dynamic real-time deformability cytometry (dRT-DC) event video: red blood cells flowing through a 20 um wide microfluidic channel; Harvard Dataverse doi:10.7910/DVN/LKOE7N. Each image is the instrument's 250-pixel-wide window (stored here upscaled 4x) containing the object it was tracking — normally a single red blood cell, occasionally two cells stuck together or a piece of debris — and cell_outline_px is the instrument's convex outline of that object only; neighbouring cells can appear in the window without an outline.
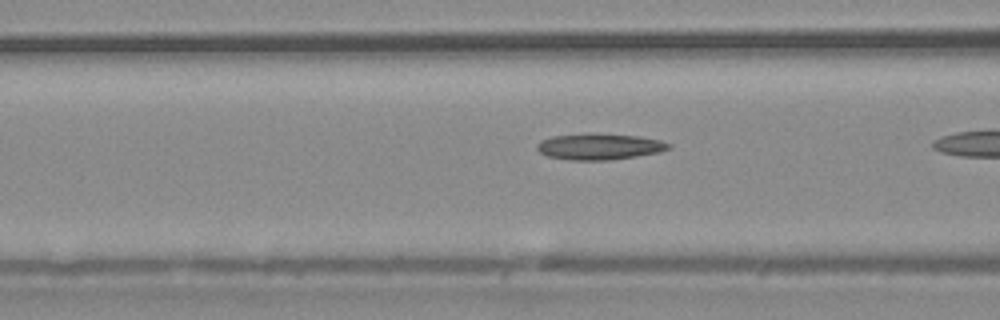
{"species": "common noctule bat (a hibernating species)", "species_latin": "Nyctalus noctula", "temperature_condition": "warm", "stored_images_in_passage": 11, "camera_frame_rate_fps": 3000, "um_per_image_px": 0.085, "animal": {"sex": "male", "body_mass_g": 20.4}, "frame": {"image": 1, "passage_image": 4, "time_ms": 1.0, "image_size_px": [1000, 320], "cell_outline_px": [[672, 148], [660, 152], [612, 160], [568, 160], [548, 156], [540, 152], [536, 148], [536, 144], [540, 140], [552, 136], [640, 136], [660, 140], [672, 144]], "centroid_in_image_um": [50.99, 12.51], "position_along_channel_um": 115.6, "area_um2": 19.25}}